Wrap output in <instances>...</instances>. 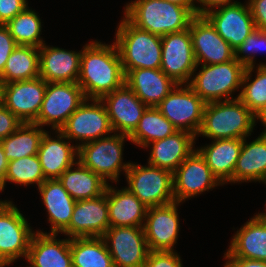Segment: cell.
<instances>
[{"label":"cell","instance_id":"1","mask_svg":"<svg viewBox=\"0 0 266 267\" xmlns=\"http://www.w3.org/2000/svg\"><path fill=\"white\" fill-rule=\"evenodd\" d=\"M86 99H101L125 83V73L116 44L91 41L82 48L77 81Z\"/></svg>","mask_w":266,"mask_h":267},{"label":"cell","instance_id":"2","mask_svg":"<svg viewBox=\"0 0 266 267\" xmlns=\"http://www.w3.org/2000/svg\"><path fill=\"white\" fill-rule=\"evenodd\" d=\"M255 115L239 98L206 103L197 133L212 140L244 139L251 135Z\"/></svg>","mask_w":266,"mask_h":267},{"label":"cell","instance_id":"3","mask_svg":"<svg viewBox=\"0 0 266 267\" xmlns=\"http://www.w3.org/2000/svg\"><path fill=\"white\" fill-rule=\"evenodd\" d=\"M124 16L139 29L158 36L188 29L195 15L184 6L166 0H135L127 3Z\"/></svg>","mask_w":266,"mask_h":267},{"label":"cell","instance_id":"4","mask_svg":"<svg viewBox=\"0 0 266 267\" xmlns=\"http://www.w3.org/2000/svg\"><path fill=\"white\" fill-rule=\"evenodd\" d=\"M114 43L123 70L160 69L161 36L139 29L124 16L117 27Z\"/></svg>","mask_w":266,"mask_h":267},{"label":"cell","instance_id":"5","mask_svg":"<svg viewBox=\"0 0 266 267\" xmlns=\"http://www.w3.org/2000/svg\"><path fill=\"white\" fill-rule=\"evenodd\" d=\"M245 68L236 58L220 64H197L188 85L205 103L236 99L231 94L241 88Z\"/></svg>","mask_w":266,"mask_h":267},{"label":"cell","instance_id":"6","mask_svg":"<svg viewBox=\"0 0 266 267\" xmlns=\"http://www.w3.org/2000/svg\"><path fill=\"white\" fill-rule=\"evenodd\" d=\"M127 135L114 133L107 137L80 145L78 147V161L89 168L104 181L118 182L121 171L127 172L130 162H123L124 141Z\"/></svg>","mask_w":266,"mask_h":267},{"label":"cell","instance_id":"7","mask_svg":"<svg viewBox=\"0 0 266 267\" xmlns=\"http://www.w3.org/2000/svg\"><path fill=\"white\" fill-rule=\"evenodd\" d=\"M129 189L145 206L174 202L173 172L152 165L130 164L126 174Z\"/></svg>","mask_w":266,"mask_h":267},{"label":"cell","instance_id":"8","mask_svg":"<svg viewBox=\"0 0 266 267\" xmlns=\"http://www.w3.org/2000/svg\"><path fill=\"white\" fill-rule=\"evenodd\" d=\"M32 231L26 218L12 201L0 203V267L27 258Z\"/></svg>","mask_w":266,"mask_h":267},{"label":"cell","instance_id":"9","mask_svg":"<svg viewBox=\"0 0 266 267\" xmlns=\"http://www.w3.org/2000/svg\"><path fill=\"white\" fill-rule=\"evenodd\" d=\"M60 131L70 141L72 139L81 141L76 144L77 147L114 133L106 107L100 99H85L70 115Z\"/></svg>","mask_w":266,"mask_h":267},{"label":"cell","instance_id":"10","mask_svg":"<svg viewBox=\"0 0 266 267\" xmlns=\"http://www.w3.org/2000/svg\"><path fill=\"white\" fill-rule=\"evenodd\" d=\"M85 99L83 90L78 83H47L41 110L33 123L41 127L51 125L53 132L60 130Z\"/></svg>","mask_w":266,"mask_h":267},{"label":"cell","instance_id":"11","mask_svg":"<svg viewBox=\"0 0 266 267\" xmlns=\"http://www.w3.org/2000/svg\"><path fill=\"white\" fill-rule=\"evenodd\" d=\"M205 104L188 84H177L157 108L177 130L190 132L197 137Z\"/></svg>","mask_w":266,"mask_h":267},{"label":"cell","instance_id":"12","mask_svg":"<svg viewBox=\"0 0 266 267\" xmlns=\"http://www.w3.org/2000/svg\"><path fill=\"white\" fill-rule=\"evenodd\" d=\"M160 69L177 84H188L197 66L190 29L161 37Z\"/></svg>","mask_w":266,"mask_h":267},{"label":"cell","instance_id":"13","mask_svg":"<svg viewBox=\"0 0 266 267\" xmlns=\"http://www.w3.org/2000/svg\"><path fill=\"white\" fill-rule=\"evenodd\" d=\"M115 267H143L149 248L143 227H109L103 235Z\"/></svg>","mask_w":266,"mask_h":267},{"label":"cell","instance_id":"14","mask_svg":"<svg viewBox=\"0 0 266 267\" xmlns=\"http://www.w3.org/2000/svg\"><path fill=\"white\" fill-rule=\"evenodd\" d=\"M47 82L34 79L8 82L2 87V104L22 122L33 123L41 110Z\"/></svg>","mask_w":266,"mask_h":267},{"label":"cell","instance_id":"15","mask_svg":"<svg viewBox=\"0 0 266 267\" xmlns=\"http://www.w3.org/2000/svg\"><path fill=\"white\" fill-rule=\"evenodd\" d=\"M174 200L182 203L222 185L195 149L173 172Z\"/></svg>","mask_w":266,"mask_h":267},{"label":"cell","instance_id":"16","mask_svg":"<svg viewBox=\"0 0 266 267\" xmlns=\"http://www.w3.org/2000/svg\"><path fill=\"white\" fill-rule=\"evenodd\" d=\"M107 187L98 197L77 200L69 225L60 233L74 237H103L109 229Z\"/></svg>","mask_w":266,"mask_h":267},{"label":"cell","instance_id":"17","mask_svg":"<svg viewBox=\"0 0 266 267\" xmlns=\"http://www.w3.org/2000/svg\"><path fill=\"white\" fill-rule=\"evenodd\" d=\"M179 204L174 201L147 209L143 229L149 251H174L180 229Z\"/></svg>","mask_w":266,"mask_h":267},{"label":"cell","instance_id":"18","mask_svg":"<svg viewBox=\"0 0 266 267\" xmlns=\"http://www.w3.org/2000/svg\"><path fill=\"white\" fill-rule=\"evenodd\" d=\"M197 64L212 65L234 59V49L205 16L196 15L189 26Z\"/></svg>","mask_w":266,"mask_h":267},{"label":"cell","instance_id":"19","mask_svg":"<svg viewBox=\"0 0 266 267\" xmlns=\"http://www.w3.org/2000/svg\"><path fill=\"white\" fill-rule=\"evenodd\" d=\"M204 16L234 50L256 29L248 3L236 2L218 7Z\"/></svg>","mask_w":266,"mask_h":267},{"label":"cell","instance_id":"20","mask_svg":"<svg viewBox=\"0 0 266 267\" xmlns=\"http://www.w3.org/2000/svg\"><path fill=\"white\" fill-rule=\"evenodd\" d=\"M107 110L114 133L130 136L139 124L147 106L124 83L100 99Z\"/></svg>","mask_w":266,"mask_h":267},{"label":"cell","instance_id":"21","mask_svg":"<svg viewBox=\"0 0 266 267\" xmlns=\"http://www.w3.org/2000/svg\"><path fill=\"white\" fill-rule=\"evenodd\" d=\"M55 133L54 138L48 131L44 133L37 153L46 180L58 179L78 161L77 145H72L60 130H55Z\"/></svg>","mask_w":266,"mask_h":267},{"label":"cell","instance_id":"22","mask_svg":"<svg viewBox=\"0 0 266 267\" xmlns=\"http://www.w3.org/2000/svg\"><path fill=\"white\" fill-rule=\"evenodd\" d=\"M82 50L70 51L50 47L44 43L39 48V73L47 83H77L80 73Z\"/></svg>","mask_w":266,"mask_h":267},{"label":"cell","instance_id":"23","mask_svg":"<svg viewBox=\"0 0 266 267\" xmlns=\"http://www.w3.org/2000/svg\"><path fill=\"white\" fill-rule=\"evenodd\" d=\"M124 73L125 83L147 107H157L177 85L161 69L139 68Z\"/></svg>","mask_w":266,"mask_h":267},{"label":"cell","instance_id":"24","mask_svg":"<svg viewBox=\"0 0 266 267\" xmlns=\"http://www.w3.org/2000/svg\"><path fill=\"white\" fill-rule=\"evenodd\" d=\"M58 234L43 231L32 235L27 262L33 267H72L70 238L56 239Z\"/></svg>","mask_w":266,"mask_h":267},{"label":"cell","instance_id":"25","mask_svg":"<svg viewBox=\"0 0 266 267\" xmlns=\"http://www.w3.org/2000/svg\"><path fill=\"white\" fill-rule=\"evenodd\" d=\"M196 136L190 132L177 130L172 135L146 145L151 147L149 165L174 172L178 166L196 149Z\"/></svg>","mask_w":266,"mask_h":267},{"label":"cell","instance_id":"26","mask_svg":"<svg viewBox=\"0 0 266 267\" xmlns=\"http://www.w3.org/2000/svg\"><path fill=\"white\" fill-rule=\"evenodd\" d=\"M107 203L110 227H143L148 207L129 189H115L108 183Z\"/></svg>","mask_w":266,"mask_h":267},{"label":"cell","instance_id":"27","mask_svg":"<svg viewBox=\"0 0 266 267\" xmlns=\"http://www.w3.org/2000/svg\"><path fill=\"white\" fill-rule=\"evenodd\" d=\"M243 139H217L196 149L213 175L224 185L233 183V173L242 149Z\"/></svg>","mask_w":266,"mask_h":267},{"label":"cell","instance_id":"28","mask_svg":"<svg viewBox=\"0 0 266 267\" xmlns=\"http://www.w3.org/2000/svg\"><path fill=\"white\" fill-rule=\"evenodd\" d=\"M224 257L266 261V223L256 214L234 234Z\"/></svg>","mask_w":266,"mask_h":267},{"label":"cell","instance_id":"29","mask_svg":"<svg viewBox=\"0 0 266 267\" xmlns=\"http://www.w3.org/2000/svg\"><path fill=\"white\" fill-rule=\"evenodd\" d=\"M38 190L48 212V221L51 224L49 233H61L70 223L76 200L58 179L45 180Z\"/></svg>","mask_w":266,"mask_h":267},{"label":"cell","instance_id":"30","mask_svg":"<svg viewBox=\"0 0 266 267\" xmlns=\"http://www.w3.org/2000/svg\"><path fill=\"white\" fill-rule=\"evenodd\" d=\"M248 181L266 184V133H261L252 142L243 139L242 149L234 168L233 183Z\"/></svg>","mask_w":266,"mask_h":267},{"label":"cell","instance_id":"31","mask_svg":"<svg viewBox=\"0 0 266 267\" xmlns=\"http://www.w3.org/2000/svg\"><path fill=\"white\" fill-rule=\"evenodd\" d=\"M58 180L76 201L101 196L108 185V182L104 181L89 168L83 166L79 161L66 169Z\"/></svg>","mask_w":266,"mask_h":267},{"label":"cell","instance_id":"32","mask_svg":"<svg viewBox=\"0 0 266 267\" xmlns=\"http://www.w3.org/2000/svg\"><path fill=\"white\" fill-rule=\"evenodd\" d=\"M72 267H115L103 237L70 238Z\"/></svg>","mask_w":266,"mask_h":267},{"label":"cell","instance_id":"33","mask_svg":"<svg viewBox=\"0 0 266 267\" xmlns=\"http://www.w3.org/2000/svg\"><path fill=\"white\" fill-rule=\"evenodd\" d=\"M39 76V48L17 45L6 61L0 80L6 84Z\"/></svg>","mask_w":266,"mask_h":267},{"label":"cell","instance_id":"34","mask_svg":"<svg viewBox=\"0 0 266 267\" xmlns=\"http://www.w3.org/2000/svg\"><path fill=\"white\" fill-rule=\"evenodd\" d=\"M46 130L35 123H25L0 141L8 161L37 155Z\"/></svg>","mask_w":266,"mask_h":267},{"label":"cell","instance_id":"35","mask_svg":"<svg viewBox=\"0 0 266 267\" xmlns=\"http://www.w3.org/2000/svg\"><path fill=\"white\" fill-rule=\"evenodd\" d=\"M176 131L157 107H147L129 138L133 144L145 148L147 144L162 140Z\"/></svg>","mask_w":266,"mask_h":267},{"label":"cell","instance_id":"36","mask_svg":"<svg viewBox=\"0 0 266 267\" xmlns=\"http://www.w3.org/2000/svg\"><path fill=\"white\" fill-rule=\"evenodd\" d=\"M17 45L40 48L45 41L42 39L41 19L35 11L27 6L21 13L5 25Z\"/></svg>","mask_w":266,"mask_h":267},{"label":"cell","instance_id":"37","mask_svg":"<svg viewBox=\"0 0 266 267\" xmlns=\"http://www.w3.org/2000/svg\"><path fill=\"white\" fill-rule=\"evenodd\" d=\"M246 67L242 81L241 92L236 96L255 115L266 103V65ZM256 69V77L251 81L252 72Z\"/></svg>","mask_w":266,"mask_h":267},{"label":"cell","instance_id":"38","mask_svg":"<svg viewBox=\"0 0 266 267\" xmlns=\"http://www.w3.org/2000/svg\"><path fill=\"white\" fill-rule=\"evenodd\" d=\"M45 180L38 155L26 156L9 161L4 187L6 182L24 186L36 184L39 187Z\"/></svg>","mask_w":266,"mask_h":267},{"label":"cell","instance_id":"39","mask_svg":"<svg viewBox=\"0 0 266 267\" xmlns=\"http://www.w3.org/2000/svg\"><path fill=\"white\" fill-rule=\"evenodd\" d=\"M266 50V30L255 29L246 39L234 50V58H236L245 67L254 66V57L258 51ZM258 65H266L260 63Z\"/></svg>","mask_w":266,"mask_h":267},{"label":"cell","instance_id":"40","mask_svg":"<svg viewBox=\"0 0 266 267\" xmlns=\"http://www.w3.org/2000/svg\"><path fill=\"white\" fill-rule=\"evenodd\" d=\"M143 267H183L175 251H149Z\"/></svg>","mask_w":266,"mask_h":267},{"label":"cell","instance_id":"41","mask_svg":"<svg viewBox=\"0 0 266 267\" xmlns=\"http://www.w3.org/2000/svg\"><path fill=\"white\" fill-rule=\"evenodd\" d=\"M23 122L3 104H0V141L17 130Z\"/></svg>","mask_w":266,"mask_h":267},{"label":"cell","instance_id":"42","mask_svg":"<svg viewBox=\"0 0 266 267\" xmlns=\"http://www.w3.org/2000/svg\"><path fill=\"white\" fill-rule=\"evenodd\" d=\"M27 6V0H0V25H6Z\"/></svg>","mask_w":266,"mask_h":267},{"label":"cell","instance_id":"43","mask_svg":"<svg viewBox=\"0 0 266 267\" xmlns=\"http://www.w3.org/2000/svg\"><path fill=\"white\" fill-rule=\"evenodd\" d=\"M17 44L5 25H0V74Z\"/></svg>","mask_w":266,"mask_h":267},{"label":"cell","instance_id":"44","mask_svg":"<svg viewBox=\"0 0 266 267\" xmlns=\"http://www.w3.org/2000/svg\"><path fill=\"white\" fill-rule=\"evenodd\" d=\"M247 3L256 28L266 30V0H248Z\"/></svg>","mask_w":266,"mask_h":267},{"label":"cell","instance_id":"45","mask_svg":"<svg viewBox=\"0 0 266 267\" xmlns=\"http://www.w3.org/2000/svg\"><path fill=\"white\" fill-rule=\"evenodd\" d=\"M237 1L232 0H196V3H200V5L196 6V15L204 16L209 11L216 9L218 7H222L225 5L234 4ZM202 6V7H201Z\"/></svg>","mask_w":266,"mask_h":267},{"label":"cell","instance_id":"46","mask_svg":"<svg viewBox=\"0 0 266 267\" xmlns=\"http://www.w3.org/2000/svg\"><path fill=\"white\" fill-rule=\"evenodd\" d=\"M227 261L224 267H266V261L250 260L240 257H224Z\"/></svg>","mask_w":266,"mask_h":267},{"label":"cell","instance_id":"47","mask_svg":"<svg viewBox=\"0 0 266 267\" xmlns=\"http://www.w3.org/2000/svg\"><path fill=\"white\" fill-rule=\"evenodd\" d=\"M9 161L5 156L4 149L0 144V191L4 190V178L8 168Z\"/></svg>","mask_w":266,"mask_h":267},{"label":"cell","instance_id":"48","mask_svg":"<svg viewBox=\"0 0 266 267\" xmlns=\"http://www.w3.org/2000/svg\"><path fill=\"white\" fill-rule=\"evenodd\" d=\"M168 2L187 7L196 16V0H166Z\"/></svg>","mask_w":266,"mask_h":267},{"label":"cell","instance_id":"49","mask_svg":"<svg viewBox=\"0 0 266 267\" xmlns=\"http://www.w3.org/2000/svg\"><path fill=\"white\" fill-rule=\"evenodd\" d=\"M256 119L260 120L263 126H265V129L262 133H266V103L255 114V123L257 121Z\"/></svg>","mask_w":266,"mask_h":267},{"label":"cell","instance_id":"50","mask_svg":"<svg viewBox=\"0 0 266 267\" xmlns=\"http://www.w3.org/2000/svg\"><path fill=\"white\" fill-rule=\"evenodd\" d=\"M257 215L266 223V211H265V213L264 212L263 213H258Z\"/></svg>","mask_w":266,"mask_h":267},{"label":"cell","instance_id":"51","mask_svg":"<svg viewBox=\"0 0 266 267\" xmlns=\"http://www.w3.org/2000/svg\"><path fill=\"white\" fill-rule=\"evenodd\" d=\"M2 87H3V83L0 80V104H2Z\"/></svg>","mask_w":266,"mask_h":267}]
</instances>
